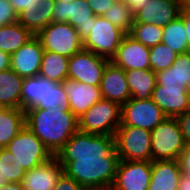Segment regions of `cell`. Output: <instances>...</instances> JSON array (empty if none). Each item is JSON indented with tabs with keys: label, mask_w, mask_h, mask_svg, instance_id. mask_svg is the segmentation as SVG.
I'll return each mask as SVG.
<instances>
[{
	"label": "cell",
	"mask_w": 190,
	"mask_h": 190,
	"mask_svg": "<svg viewBox=\"0 0 190 190\" xmlns=\"http://www.w3.org/2000/svg\"><path fill=\"white\" fill-rule=\"evenodd\" d=\"M180 17L182 18L186 29L188 51L190 52V12H188L183 6L181 8Z\"/></svg>",
	"instance_id": "39"
},
{
	"label": "cell",
	"mask_w": 190,
	"mask_h": 190,
	"mask_svg": "<svg viewBox=\"0 0 190 190\" xmlns=\"http://www.w3.org/2000/svg\"><path fill=\"white\" fill-rule=\"evenodd\" d=\"M126 33L103 16H95L90 33L83 40V49L111 60L117 52Z\"/></svg>",
	"instance_id": "6"
},
{
	"label": "cell",
	"mask_w": 190,
	"mask_h": 190,
	"mask_svg": "<svg viewBox=\"0 0 190 190\" xmlns=\"http://www.w3.org/2000/svg\"><path fill=\"white\" fill-rule=\"evenodd\" d=\"M120 160L151 161V132L132 126H119L114 135Z\"/></svg>",
	"instance_id": "8"
},
{
	"label": "cell",
	"mask_w": 190,
	"mask_h": 190,
	"mask_svg": "<svg viewBox=\"0 0 190 190\" xmlns=\"http://www.w3.org/2000/svg\"><path fill=\"white\" fill-rule=\"evenodd\" d=\"M68 68L69 58L44 50L40 66V76L55 82H63L68 78Z\"/></svg>",
	"instance_id": "28"
},
{
	"label": "cell",
	"mask_w": 190,
	"mask_h": 190,
	"mask_svg": "<svg viewBox=\"0 0 190 190\" xmlns=\"http://www.w3.org/2000/svg\"><path fill=\"white\" fill-rule=\"evenodd\" d=\"M55 0H32L24 10L17 14V22L37 35L52 22Z\"/></svg>",
	"instance_id": "21"
},
{
	"label": "cell",
	"mask_w": 190,
	"mask_h": 190,
	"mask_svg": "<svg viewBox=\"0 0 190 190\" xmlns=\"http://www.w3.org/2000/svg\"><path fill=\"white\" fill-rule=\"evenodd\" d=\"M53 190H83V186L63 172Z\"/></svg>",
	"instance_id": "35"
},
{
	"label": "cell",
	"mask_w": 190,
	"mask_h": 190,
	"mask_svg": "<svg viewBox=\"0 0 190 190\" xmlns=\"http://www.w3.org/2000/svg\"><path fill=\"white\" fill-rule=\"evenodd\" d=\"M55 1H57V2H73V1H75V0H55Z\"/></svg>",
	"instance_id": "49"
},
{
	"label": "cell",
	"mask_w": 190,
	"mask_h": 190,
	"mask_svg": "<svg viewBox=\"0 0 190 190\" xmlns=\"http://www.w3.org/2000/svg\"><path fill=\"white\" fill-rule=\"evenodd\" d=\"M0 190H24L23 185L21 183H6Z\"/></svg>",
	"instance_id": "44"
},
{
	"label": "cell",
	"mask_w": 190,
	"mask_h": 190,
	"mask_svg": "<svg viewBox=\"0 0 190 190\" xmlns=\"http://www.w3.org/2000/svg\"><path fill=\"white\" fill-rule=\"evenodd\" d=\"M24 126V110L0 107V148H5Z\"/></svg>",
	"instance_id": "25"
},
{
	"label": "cell",
	"mask_w": 190,
	"mask_h": 190,
	"mask_svg": "<svg viewBox=\"0 0 190 190\" xmlns=\"http://www.w3.org/2000/svg\"><path fill=\"white\" fill-rule=\"evenodd\" d=\"M182 174L178 160L152 161L148 190H178Z\"/></svg>",
	"instance_id": "22"
},
{
	"label": "cell",
	"mask_w": 190,
	"mask_h": 190,
	"mask_svg": "<svg viewBox=\"0 0 190 190\" xmlns=\"http://www.w3.org/2000/svg\"><path fill=\"white\" fill-rule=\"evenodd\" d=\"M166 118V114L153 102L152 98L145 100L130 98L127 103L121 105L119 126H132L151 131Z\"/></svg>",
	"instance_id": "10"
},
{
	"label": "cell",
	"mask_w": 190,
	"mask_h": 190,
	"mask_svg": "<svg viewBox=\"0 0 190 190\" xmlns=\"http://www.w3.org/2000/svg\"><path fill=\"white\" fill-rule=\"evenodd\" d=\"M181 8L178 0H150L135 15V23L153 24L164 28L180 16Z\"/></svg>",
	"instance_id": "19"
},
{
	"label": "cell",
	"mask_w": 190,
	"mask_h": 190,
	"mask_svg": "<svg viewBox=\"0 0 190 190\" xmlns=\"http://www.w3.org/2000/svg\"><path fill=\"white\" fill-rule=\"evenodd\" d=\"M31 2L32 0H10L12 7L17 14L28 7Z\"/></svg>",
	"instance_id": "42"
},
{
	"label": "cell",
	"mask_w": 190,
	"mask_h": 190,
	"mask_svg": "<svg viewBox=\"0 0 190 190\" xmlns=\"http://www.w3.org/2000/svg\"><path fill=\"white\" fill-rule=\"evenodd\" d=\"M103 17L116 27L122 29L126 34L130 32L135 23V15L132 9L122 2H114Z\"/></svg>",
	"instance_id": "30"
},
{
	"label": "cell",
	"mask_w": 190,
	"mask_h": 190,
	"mask_svg": "<svg viewBox=\"0 0 190 190\" xmlns=\"http://www.w3.org/2000/svg\"><path fill=\"white\" fill-rule=\"evenodd\" d=\"M121 123V105L101 99L78 118L79 131L114 136Z\"/></svg>",
	"instance_id": "4"
},
{
	"label": "cell",
	"mask_w": 190,
	"mask_h": 190,
	"mask_svg": "<svg viewBox=\"0 0 190 190\" xmlns=\"http://www.w3.org/2000/svg\"><path fill=\"white\" fill-rule=\"evenodd\" d=\"M183 7H184L188 12H190V0L187 1V2L183 5Z\"/></svg>",
	"instance_id": "48"
},
{
	"label": "cell",
	"mask_w": 190,
	"mask_h": 190,
	"mask_svg": "<svg viewBox=\"0 0 190 190\" xmlns=\"http://www.w3.org/2000/svg\"><path fill=\"white\" fill-rule=\"evenodd\" d=\"M63 173V167L54 156L48 162L27 171L21 181L24 190H53Z\"/></svg>",
	"instance_id": "20"
},
{
	"label": "cell",
	"mask_w": 190,
	"mask_h": 190,
	"mask_svg": "<svg viewBox=\"0 0 190 190\" xmlns=\"http://www.w3.org/2000/svg\"><path fill=\"white\" fill-rule=\"evenodd\" d=\"M88 3L95 16H103L114 2L113 0H88Z\"/></svg>",
	"instance_id": "37"
},
{
	"label": "cell",
	"mask_w": 190,
	"mask_h": 190,
	"mask_svg": "<svg viewBox=\"0 0 190 190\" xmlns=\"http://www.w3.org/2000/svg\"><path fill=\"white\" fill-rule=\"evenodd\" d=\"M177 55V53L171 50V48L164 43L150 47V69L155 73L168 69L176 60Z\"/></svg>",
	"instance_id": "33"
},
{
	"label": "cell",
	"mask_w": 190,
	"mask_h": 190,
	"mask_svg": "<svg viewBox=\"0 0 190 190\" xmlns=\"http://www.w3.org/2000/svg\"><path fill=\"white\" fill-rule=\"evenodd\" d=\"M0 22L4 25L17 22V13L12 7L10 0H0Z\"/></svg>",
	"instance_id": "34"
},
{
	"label": "cell",
	"mask_w": 190,
	"mask_h": 190,
	"mask_svg": "<svg viewBox=\"0 0 190 190\" xmlns=\"http://www.w3.org/2000/svg\"><path fill=\"white\" fill-rule=\"evenodd\" d=\"M11 55L0 50V72L10 68Z\"/></svg>",
	"instance_id": "41"
},
{
	"label": "cell",
	"mask_w": 190,
	"mask_h": 190,
	"mask_svg": "<svg viewBox=\"0 0 190 190\" xmlns=\"http://www.w3.org/2000/svg\"><path fill=\"white\" fill-rule=\"evenodd\" d=\"M176 118L182 131L185 143H190V109Z\"/></svg>",
	"instance_id": "36"
},
{
	"label": "cell",
	"mask_w": 190,
	"mask_h": 190,
	"mask_svg": "<svg viewBox=\"0 0 190 190\" xmlns=\"http://www.w3.org/2000/svg\"><path fill=\"white\" fill-rule=\"evenodd\" d=\"M151 132V161L178 160L186 146L177 118L167 117Z\"/></svg>",
	"instance_id": "5"
},
{
	"label": "cell",
	"mask_w": 190,
	"mask_h": 190,
	"mask_svg": "<svg viewBox=\"0 0 190 190\" xmlns=\"http://www.w3.org/2000/svg\"><path fill=\"white\" fill-rule=\"evenodd\" d=\"M52 22H65L76 28L79 37L84 40L90 33L91 22H95V15L88 0L73 2H55Z\"/></svg>",
	"instance_id": "12"
},
{
	"label": "cell",
	"mask_w": 190,
	"mask_h": 190,
	"mask_svg": "<svg viewBox=\"0 0 190 190\" xmlns=\"http://www.w3.org/2000/svg\"><path fill=\"white\" fill-rule=\"evenodd\" d=\"M99 88L102 99L114 101L120 105L127 103L131 98L125 70L111 61L103 71Z\"/></svg>",
	"instance_id": "17"
},
{
	"label": "cell",
	"mask_w": 190,
	"mask_h": 190,
	"mask_svg": "<svg viewBox=\"0 0 190 190\" xmlns=\"http://www.w3.org/2000/svg\"><path fill=\"white\" fill-rule=\"evenodd\" d=\"M177 54L188 52L186 29L179 16L163 28L162 42Z\"/></svg>",
	"instance_id": "29"
},
{
	"label": "cell",
	"mask_w": 190,
	"mask_h": 190,
	"mask_svg": "<svg viewBox=\"0 0 190 190\" xmlns=\"http://www.w3.org/2000/svg\"><path fill=\"white\" fill-rule=\"evenodd\" d=\"M26 171L6 148H0V175L7 183H21Z\"/></svg>",
	"instance_id": "32"
},
{
	"label": "cell",
	"mask_w": 190,
	"mask_h": 190,
	"mask_svg": "<svg viewBox=\"0 0 190 190\" xmlns=\"http://www.w3.org/2000/svg\"><path fill=\"white\" fill-rule=\"evenodd\" d=\"M113 2L117 3V2H122L124 3V0H113Z\"/></svg>",
	"instance_id": "51"
},
{
	"label": "cell",
	"mask_w": 190,
	"mask_h": 190,
	"mask_svg": "<svg viewBox=\"0 0 190 190\" xmlns=\"http://www.w3.org/2000/svg\"><path fill=\"white\" fill-rule=\"evenodd\" d=\"M185 89H186V93L188 94V97L190 99V78L188 80V83L186 84Z\"/></svg>",
	"instance_id": "46"
},
{
	"label": "cell",
	"mask_w": 190,
	"mask_h": 190,
	"mask_svg": "<svg viewBox=\"0 0 190 190\" xmlns=\"http://www.w3.org/2000/svg\"><path fill=\"white\" fill-rule=\"evenodd\" d=\"M131 98L145 100L152 98L157 85L156 73L151 69L125 71Z\"/></svg>",
	"instance_id": "24"
},
{
	"label": "cell",
	"mask_w": 190,
	"mask_h": 190,
	"mask_svg": "<svg viewBox=\"0 0 190 190\" xmlns=\"http://www.w3.org/2000/svg\"><path fill=\"white\" fill-rule=\"evenodd\" d=\"M183 174L190 177V143H187L178 158Z\"/></svg>",
	"instance_id": "38"
},
{
	"label": "cell",
	"mask_w": 190,
	"mask_h": 190,
	"mask_svg": "<svg viewBox=\"0 0 190 190\" xmlns=\"http://www.w3.org/2000/svg\"><path fill=\"white\" fill-rule=\"evenodd\" d=\"M110 60L82 49L69 58L68 78L99 86L103 71Z\"/></svg>",
	"instance_id": "11"
},
{
	"label": "cell",
	"mask_w": 190,
	"mask_h": 190,
	"mask_svg": "<svg viewBox=\"0 0 190 190\" xmlns=\"http://www.w3.org/2000/svg\"><path fill=\"white\" fill-rule=\"evenodd\" d=\"M149 51V47L126 34L110 61L125 71L150 69Z\"/></svg>",
	"instance_id": "16"
},
{
	"label": "cell",
	"mask_w": 190,
	"mask_h": 190,
	"mask_svg": "<svg viewBox=\"0 0 190 190\" xmlns=\"http://www.w3.org/2000/svg\"><path fill=\"white\" fill-rule=\"evenodd\" d=\"M23 79L11 68L0 72V107L21 109Z\"/></svg>",
	"instance_id": "23"
},
{
	"label": "cell",
	"mask_w": 190,
	"mask_h": 190,
	"mask_svg": "<svg viewBox=\"0 0 190 190\" xmlns=\"http://www.w3.org/2000/svg\"><path fill=\"white\" fill-rule=\"evenodd\" d=\"M63 172L85 186L113 185L119 156L114 136L77 131L55 156Z\"/></svg>",
	"instance_id": "1"
},
{
	"label": "cell",
	"mask_w": 190,
	"mask_h": 190,
	"mask_svg": "<svg viewBox=\"0 0 190 190\" xmlns=\"http://www.w3.org/2000/svg\"><path fill=\"white\" fill-rule=\"evenodd\" d=\"M69 106L68 96L62 82H55L40 75L23 79L21 109H53Z\"/></svg>",
	"instance_id": "3"
},
{
	"label": "cell",
	"mask_w": 190,
	"mask_h": 190,
	"mask_svg": "<svg viewBox=\"0 0 190 190\" xmlns=\"http://www.w3.org/2000/svg\"><path fill=\"white\" fill-rule=\"evenodd\" d=\"M152 100L167 117L171 118H176L190 109L186 89L178 84H157L153 90Z\"/></svg>",
	"instance_id": "14"
},
{
	"label": "cell",
	"mask_w": 190,
	"mask_h": 190,
	"mask_svg": "<svg viewBox=\"0 0 190 190\" xmlns=\"http://www.w3.org/2000/svg\"><path fill=\"white\" fill-rule=\"evenodd\" d=\"M5 148L12 153L26 172L54 157L26 125Z\"/></svg>",
	"instance_id": "7"
},
{
	"label": "cell",
	"mask_w": 190,
	"mask_h": 190,
	"mask_svg": "<svg viewBox=\"0 0 190 190\" xmlns=\"http://www.w3.org/2000/svg\"><path fill=\"white\" fill-rule=\"evenodd\" d=\"M179 1V3L183 6L187 1H189V0H178Z\"/></svg>",
	"instance_id": "50"
},
{
	"label": "cell",
	"mask_w": 190,
	"mask_h": 190,
	"mask_svg": "<svg viewBox=\"0 0 190 190\" xmlns=\"http://www.w3.org/2000/svg\"><path fill=\"white\" fill-rule=\"evenodd\" d=\"M7 182L5 181V178L3 177V175H0V187H2L4 184H6Z\"/></svg>",
	"instance_id": "47"
},
{
	"label": "cell",
	"mask_w": 190,
	"mask_h": 190,
	"mask_svg": "<svg viewBox=\"0 0 190 190\" xmlns=\"http://www.w3.org/2000/svg\"><path fill=\"white\" fill-rule=\"evenodd\" d=\"M152 161L119 160L113 190H148Z\"/></svg>",
	"instance_id": "13"
},
{
	"label": "cell",
	"mask_w": 190,
	"mask_h": 190,
	"mask_svg": "<svg viewBox=\"0 0 190 190\" xmlns=\"http://www.w3.org/2000/svg\"><path fill=\"white\" fill-rule=\"evenodd\" d=\"M83 190H113L111 185L85 186Z\"/></svg>",
	"instance_id": "45"
},
{
	"label": "cell",
	"mask_w": 190,
	"mask_h": 190,
	"mask_svg": "<svg viewBox=\"0 0 190 190\" xmlns=\"http://www.w3.org/2000/svg\"><path fill=\"white\" fill-rule=\"evenodd\" d=\"M68 96L69 110L79 118L102 99L99 86L89 85L67 78L62 82Z\"/></svg>",
	"instance_id": "18"
},
{
	"label": "cell",
	"mask_w": 190,
	"mask_h": 190,
	"mask_svg": "<svg viewBox=\"0 0 190 190\" xmlns=\"http://www.w3.org/2000/svg\"><path fill=\"white\" fill-rule=\"evenodd\" d=\"M150 0H124V3L128 5L134 15H136L139 11L142 10V8L149 3Z\"/></svg>",
	"instance_id": "40"
},
{
	"label": "cell",
	"mask_w": 190,
	"mask_h": 190,
	"mask_svg": "<svg viewBox=\"0 0 190 190\" xmlns=\"http://www.w3.org/2000/svg\"><path fill=\"white\" fill-rule=\"evenodd\" d=\"M44 49L36 35L11 54L10 68L23 78L39 75Z\"/></svg>",
	"instance_id": "15"
},
{
	"label": "cell",
	"mask_w": 190,
	"mask_h": 190,
	"mask_svg": "<svg viewBox=\"0 0 190 190\" xmlns=\"http://www.w3.org/2000/svg\"><path fill=\"white\" fill-rule=\"evenodd\" d=\"M45 51L70 58L83 49V40L76 28L65 22H51L37 35Z\"/></svg>",
	"instance_id": "9"
},
{
	"label": "cell",
	"mask_w": 190,
	"mask_h": 190,
	"mask_svg": "<svg viewBox=\"0 0 190 190\" xmlns=\"http://www.w3.org/2000/svg\"><path fill=\"white\" fill-rule=\"evenodd\" d=\"M25 125L41 140L53 156H56L79 130L78 118L69 110V106L65 105L47 110H26Z\"/></svg>",
	"instance_id": "2"
},
{
	"label": "cell",
	"mask_w": 190,
	"mask_h": 190,
	"mask_svg": "<svg viewBox=\"0 0 190 190\" xmlns=\"http://www.w3.org/2000/svg\"><path fill=\"white\" fill-rule=\"evenodd\" d=\"M157 84H178L186 87L190 78V52L178 54L173 64L156 73Z\"/></svg>",
	"instance_id": "26"
},
{
	"label": "cell",
	"mask_w": 190,
	"mask_h": 190,
	"mask_svg": "<svg viewBox=\"0 0 190 190\" xmlns=\"http://www.w3.org/2000/svg\"><path fill=\"white\" fill-rule=\"evenodd\" d=\"M34 34L24 28L19 22L0 27V50L8 54H13Z\"/></svg>",
	"instance_id": "27"
},
{
	"label": "cell",
	"mask_w": 190,
	"mask_h": 190,
	"mask_svg": "<svg viewBox=\"0 0 190 190\" xmlns=\"http://www.w3.org/2000/svg\"><path fill=\"white\" fill-rule=\"evenodd\" d=\"M128 34L150 48L162 42L163 28L153 24L134 23Z\"/></svg>",
	"instance_id": "31"
},
{
	"label": "cell",
	"mask_w": 190,
	"mask_h": 190,
	"mask_svg": "<svg viewBox=\"0 0 190 190\" xmlns=\"http://www.w3.org/2000/svg\"><path fill=\"white\" fill-rule=\"evenodd\" d=\"M178 190H190V177L182 174L179 179V189Z\"/></svg>",
	"instance_id": "43"
}]
</instances>
